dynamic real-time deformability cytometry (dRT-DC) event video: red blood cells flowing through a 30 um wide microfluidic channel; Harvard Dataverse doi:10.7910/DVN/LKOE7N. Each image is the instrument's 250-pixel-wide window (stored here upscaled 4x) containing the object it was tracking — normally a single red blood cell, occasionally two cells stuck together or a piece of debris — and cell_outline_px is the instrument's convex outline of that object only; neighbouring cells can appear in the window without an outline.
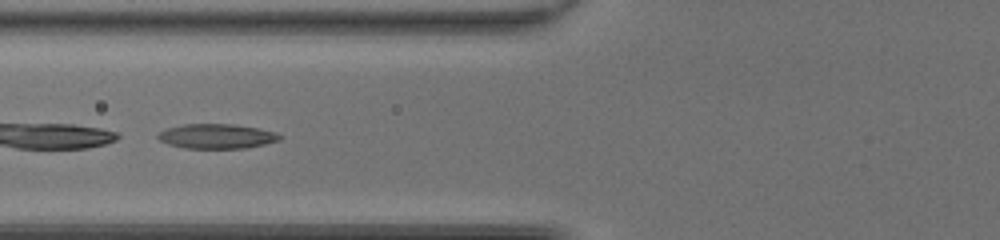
{"species": "common noctule bat (a hibernating species)", "species_latin": "Nyctalus noctula", "temperature_condition": "room temperature", "stored_images_in_passage": 49, "camera_frame_rate_fps": 3000, "um_per_image_px": 0.085, "animal": {"sex": "female", "body_mass_g": 20.0, "forearm_length_mm": 54.0}, "frame": {"image": 1, "passage_image": 22, "time_ms": 7.0, "image_size_px": [1000, 240], "cell_outline_px": [[284, 136], [280, 140], [248, 148], [184, 148], [168, 144], [160, 140], [156, 136], [160, 132], [168, 128], [184, 124], [232, 124], [256, 128], [276, 132]], "centroid_in_image_um": [18.45, 11.58], "position_along_channel_um": 107.4, "area_um2": 17.46}}
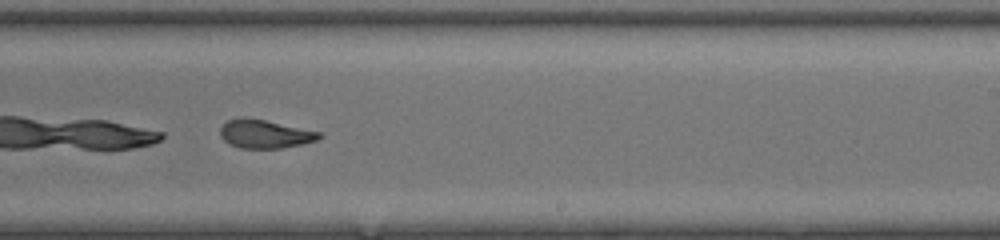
{"frame": {"image": 2, "passage_image": 33, "time_ms": 10.667, "image_size_px": [1000, 240], "cell_outline_px": [[324, 136], [316, 140], [300, 144], [280, 148], [240, 148], [228, 144], [220, 136], [220, 128], [228, 120], [240, 116], [248, 116], [320, 132]], "centroid_in_image_um": [22.47, 11.37], "position_along_channel_um": 266.5, "area_um2": 16.53}}
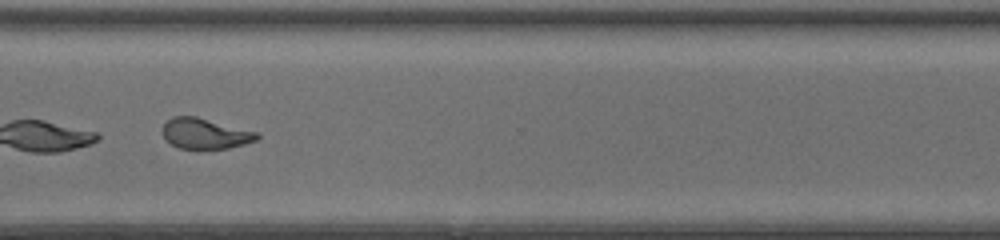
{"frame": {"image": 3, "passage_image": 39, "time_ms": 12.667, "image_size_px": [1000, 240], "cell_outline_px": [[260, 136], [256, 140], [244, 144], [228, 148], [200, 152], [180, 148], [172, 144], [160, 132], [164, 124], [172, 116], [196, 116], [260, 132]], "centroid_in_image_um": [17.45, 11.38], "position_along_channel_um": 353.2, "area_um2": 17.51}}